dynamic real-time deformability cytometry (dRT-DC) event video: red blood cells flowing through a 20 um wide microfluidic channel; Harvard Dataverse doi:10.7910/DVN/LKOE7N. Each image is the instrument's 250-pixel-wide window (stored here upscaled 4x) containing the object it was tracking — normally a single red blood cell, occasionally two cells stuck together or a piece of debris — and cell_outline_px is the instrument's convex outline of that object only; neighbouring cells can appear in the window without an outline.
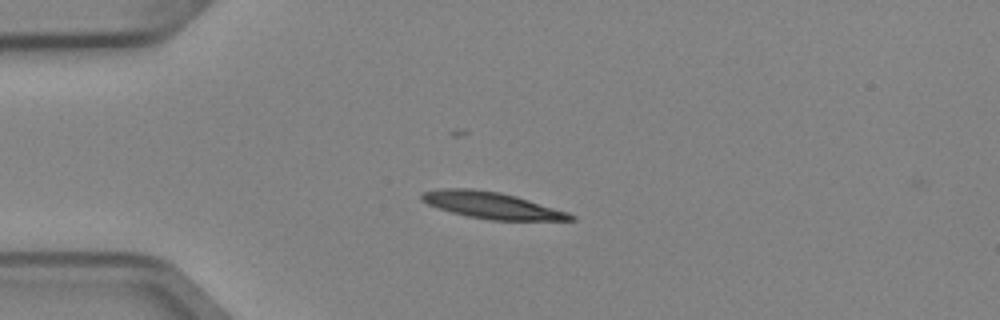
{"species": "Egyptian fruit bat (a non-hibernating species)", "species_latin": "Rousettus aegyptiacus", "temperature_condition": "cold", "stored_images_in_passage": 2, "camera_frame_rate_fps": 3000, "um_per_image_px": 0.085, "animal": {"sex": "female"}, "frame": {"image": 1, "passage_image": 1, "time_ms": 0.0, "image_size_px": [1000, 320], "cell_outline_px": [[576, 220], [492, 220], [468, 216], [452, 212], [428, 204], [420, 200], [420, 196], [424, 192], [444, 188], [472, 188], [500, 192], [516, 196], [568, 212], [576, 216]], "centroid_in_image_um": [41.81, 17.45], "position_along_channel_um": 43.2, "area_um2": 22.83}}